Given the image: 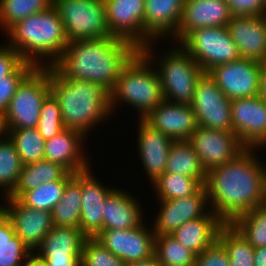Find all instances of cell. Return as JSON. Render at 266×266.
<instances>
[{
  "label": "cell",
  "mask_w": 266,
  "mask_h": 266,
  "mask_svg": "<svg viewBox=\"0 0 266 266\" xmlns=\"http://www.w3.org/2000/svg\"><path fill=\"white\" fill-rule=\"evenodd\" d=\"M254 152L255 148H245L233 160L206 173L209 209L224 223L265 203L266 165Z\"/></svg>",
  "instance_id": "6da1fadb"
},
{
  "label": "cell",
  "mask_w": 266,
  "mask_h": 266,
  "mask_svg": "<svg viewBox=\"0 0 266 266\" xmlns=\"http://www.w3.org/2000/svg\"><path fill=\"white\" fill-rule=\"evenodd\" d=\"M139 50L115 36L71 41L52 66L65 79L92 81L111 93L121 70Z\"/></svg>",
  "instance_id": "7a4b0ae2"
},
{
  "label": "cell",
  "mask_w": 266,
  "mask_h": 266,
  "mask_svg": "<svg viewBox=\"0 0 266 266\" xmlns=\"http://www.w3.org/2000/svg\"><path fill=\"white\" fill-rule=\"evenodd\" d=\"M49 68L50 93L60 106L64 127L89 136L93 127L113 114L110 93L92 81L65 79L53 66Z\"/></svg>",
  "instance_id": "3957f363"
},
{
  "label": "cell",
  "mask_w": 266,
  "mask_h": 266,
  "mask_svg": "<svg viewBox=\"0 0 266 266\" xmlns=\"http://www.w3.org/2000/svg\"><path fill=\"white\" fill-rule=\"evenodd\" d=\"M6 35L9 38L7 44L17 51L24 61L36 67L52 66L68 43L64 25L53 5L17 22ZM43 58L49 60L45 61Z\"/></svg>",
  "instance_id": "277c9868"
},
{
  "label": "cell",
  "mask_w": 266,
  "mask_h": 266,
  "mask_svg": "<svg viewBox=\"0 0 266 266\" xmlns=\"http://www.w3.org/2000/svg\"><path fill=\"white\" fill-rule=\"evenodd\" d=\"M154 44L151 42L143 46L121 70L117 83L110 93L111 113H114L117 103L124 102L132 108L134 106L139 112V119H144L164 100L156 66H152L156 58L153 57Z\"/></svg>",
  "instance_id": "5b68a950"
},
{
  "label": "cell",
  "mask_w": 266,
  "mask_h": 266,
  "mask_svg": "<svg viewBox=\"0 0 266 266\" xmlns=\"http://www.w3.org/2000/svg\"><path fill=\"white\" fill-rule=\"evenodd\" d=\"M171 49L163 56H158V62L155 63L158 64L156 70L164 100L191 105L196 83L204 71L181 46Z\"/></svg>",
  "instance_id": "8992f818"
},
{
  "label": "cell",
  "mask_w": 266,
  "mask_h": 266,
  "mask_svg": "<svg viewBox=\"0 0 266 266\" xmlns=\"http://www.w3.org/2000/svg\"><path fill=\"white\" fill-rule=\"evenodd\" d=\"M50 94V68L36 67L17 87L6 113L5 129L36 128L40 110Z\"/></svg>",
  "instance_id": "52a82bcc"
},
{
  "label": "cell",
  "mask_w": 266,
  "mask_h": 266,
  "mask_svg": "<svg viewBox=\"0 0 266 266\" xmlns=\"http://www.w3.org/2000/svg\"><path fill=\"white\" fill-rule=\"evenodd\" d=\"M68 42L112 36L103 0H52Z\"/></svg>",
  "instance_id": "ba28073f"
},
{
  "label": "cell",
  "mask_w": 266,
  "mask_h": 266,
  "mask_svg": "<svg viewBox=\"0 0 266 266\" xmlns=\"http://www.w3.org/2000/svg\"><path fill=\"white\" fill-rule=\"evenodd\" d=\"M179 45L204 72H208L216 65L241 58L227 26L193 30Z\"/></svg>",
  "instance_id": "9c48e42d"
},
{
  "label": "cell",
  "mask_w": 266,
  "mask_h": 266,
  "mask_svg": "<svg viewBox=\"0 0 266 266\" xmlns=\"http://www.w3.org/2000/svg\"><path fill=\"white\" fill-rule=\"evenodd\" d=\"M191 107L198 126L233 132L231 100L224 95L208 72H204L196 83Z\"/></svg>",
  "instance_id": "30bf717a"
},
{
  "label": "cell",
  "mask_w": 266,
  "mask_h": 266,
  "mask_svg": "<svg viewBox=\"0 0 266 266\" xmlns=\"http://www.w3.org/2000/svg\"><path fill=\"white\" fill-rule=\"evenodd\" d=\"M229 100L259 95L260 62L240 58L208 71Z\"/></svg>",
  "instance_id": "8fae6325"
},
{
  "label": "cell",
  "mask_w": 266,
  "mask_h": 266,
  "mask_svg": "<svg viewBox=\"0 0 266 266\" xmlns=\"http://www.w3.org/2000/svg\"><path fill=\"white\" fill-rule=\"evenodd\" d=\"M145 225L127 230H102L95 239L125 264L147 260L154 255L155 233Z\"/></svg>",
  "instance_id": "7c38bea8"
},
{
  "label": "cell",
  "mask_w": 266,
  "mask_h": 266,
  "mask_svg": "<svg viewBox=\"0 0 266 266\" xmlns=\"http://www.w3.org/2000/svg\"><path fill=\"white\" fill-rule=\"evenodd\" d=\"M233 133L245 148L266 145V101L258 95L231 100Z\"/></svg>",
  "instance_id": "4fadbf2b"
},
{
  "label": "cell",
  "mask_w": 266,
  "mask_h": 266,
  "mask_svg": "<svg viewBox=\"0 0 266 266\" xmlns=\"http://www.w3.org/2000/svg\"><path fill=\"white\" fill-rule=\"evenodd\" d=\"M187 141L197 153L206 173L233 160L245 149L235 133L200 126Z\"/></svg>",
  "instance_id": "5bb4252c"
},
{
  "label": "cell",
  "mask_w": 266,
  "mask_h": 266,
  "mask_svg": "<svg viewBox=\"0 0 266 266\" xmlns=\"http://www.w3.org/2000/svg\"><path fill=\"white\" fill-rule=\"evenodd\" d=\"M107 27L112 36L132 42L138 49L146 45L145 0H103Z\"/></svg>",
  "instance_id": "9a60e30c"
},
{
  "label": "cell",
  "mask_w": 266,
  "mask_h": 266,
  "mask_svg": "<svg viewBox=\"0 0 266 266\" xmlns=\"http://www.w3.org/2000/svg\"><path fill=\"white\" fill-rule=\"evenodd\" d=\"M5 199L7 206L0 205V210L11 221L15 234L30 251H35L54 226L52 213L28 207L19 199Z\"/></svg>",
  "instance_id": "2e32d148"
},
{
  "label": "cell",
  "mask_w": 266,
  "mask_h": 266,
  "mask_svg": "<svg viewBox=\"0 0 266 266\" xmlns=\"http://www.w3.org/2000/svg\"><path fill=\"white\" fill-rule=\"evenodd\" d=\"M90 171L91 167L76 172L73 179L81 186L82 193L80 229L87 238H95L103 230L106 198L116 188L103 186Z\"/></svg>",
  "instance_id": "e0dca14e"
},
{
  "label": "cell",
  "mask_w": 266,
  "mask_h": 266,
  "mask_svg": "<svg viewBox=\"0 0 266 266\" xmlns=\"http://www.w3.org/2000/svg\"><path fill=\"white\" fill-rule=\"evenodd\" d=\"M158 201L161 205L153 223L155 235L172 234L184 223L205 216L210 211L204 185L194 195Z\"/></svg>",
  "instance_id": "ac0fdd59"
},
{
  "label": "cell",
  "mask_w": 266,
  "mask_h": 266,
  "mask_svg": "<svg viewBox=\"0 0 266 266\" xmlns=\"http://www.w3.org/2000/svg\"><path fill=\"white\" fill-rule=\"evenodd\" d=\"M143 120L173 141L188 140L198 127L191 105L167 100H163Z\"/></svg>",
  "instance_id": "d6986e66"
},
{
  "label": "cell",
  "mask_w": 266,
  "mask_h": 266,
  "mask_svg": "<svg viewBox=\"0 0 266 266\" xmlns=\"http://www.w3.org/2000/svg\"><path fill=\"white\" fill-rule=\"evenodd\" d=\"M231 18L225 0H185L181 21L173 38L180 43L193 30L227 26Z\"/></svg>",
  "instance_id": "ffe728a7"
},
{
  "label": "cell",
  "mask_w": 266,
  "mask_h": 266,
  "mask_svg": "<svg viewBox=\"0 0 266 266\" xmlns=\"http://www.w3.org/2000/svg\"><path fill=\"white\" fill-rule=\"evenodd\" d=\"M227 28L241 58L266 59V15L232 16Z\"/></svg>",
  "instance_id": "44dd1931"
},
{
  "label": "cell",
  "mask_w": 266,
  "mask_h": 266,
  "mask_svg": "<svg viewBox=\"0 0 266 266\" xmlns=\"http://www.w3.org/2000/svg\"><path fill=\"white\" fill-rule=\"evenodd\" d=\"M85 139L81 132L64 128L45 141L44 160L58 163L73 174L88 169L91 165L83 150Z\"/></svg>",
  "instance_id": "7402d4cb"
},
{
  "label": "cell",
  "mask_w": 266,
  "mask_h": 266,
  "mask_svg": "<svg viewBox=\"0 0 266 266\" xmlns=\"http://www.w3.org/2000/svg\"><path fill=\"white\" fill-rule=\"evenodd\" d=\"M138 153L151 184L165 173L169 150L174 142L143 119L138 123Z\"/></svg>",
  "instance_id": "603a6c76"
},
{
  "label": "cell",
  "mask_w": 266,
  "mask_h": 266,
  "mask_svg": "<svg viewBox=\"0 0 266 266\" xmlns=\"http://www.w3.org/2000/svg\"><path fill=\"white\" fill-rule=\"evenodd\" d=\"M185 0H145L146 45L161 37H173L181 21ZM169 35V36H167Z\"/></svg>",
  "instance_id": "cb8c5ba5"
},
{
  "label": "cell",
  "mask_w": 266,
  "mask_h": 266,
  "mask_svg": "<svg viewBox=\"0 0 266 266\" xmlns=\"http://www.w3.org/2000/svg\"><path fill=\"white\" fill-rule=\"evenodd\" d=\"M139 201L122 189H115L105 201L103 230H127L143 224V210Z\"/></svg>",
  "instance_id": "d4e9b609"
},
{
  "label": "cell",
  "mask_w": 266,
  "mask_h": 266,
  "mask_svg": "<svg viewBox=\"0 0 266 266\" xmlns=\"http://www.w3.org/2000/svg\"><path fill=\"white\" fill-rule=\"evenodd\" d=\"M224 224L210 210L205 216L184 223L171 235L185 248L198 255L217 241L219 229Z\"/></svg>",
  "instance_id": "484cf974"
},
{
  "label": "cell",
  "mask_w": 266,
  "mask_h": 266,
  "mask_svg": "<svg viewBox=\"0 0 266 266\" xmlns=\"http://www.w3.org/2000/svg\"><path fill=\"white\" fill-rule=\"evenodd\" d=\"M86 238L80 228L53 226L36 251L44 259L82 258Z\"/></svg>",
  "instance_id": "4316f807"
},
{
  "label": "cell",
  "mask_w": 266,
  "mask_h": 266,
  "mask_svg": "<svg viewBox=\"0 0 266 266\" xmlns=\"http://www.w3.org/2000/svg\"><path fill=\"white\" fill-rule=\"evenodd\" d=\"M68 173L69 171L62 165L46 160L25 164L15 189L6 198L19 199L26 191L36 189L44 183L60 180Z\"/></svg>",
  "instance_id": "83f0119b"
},
{
  "label": "cell",
  "mask_w": 266,
  "mask_h": 266,
  "mask_svg": "<svg viewBox=\"0 0 266 266\" xmlns=\"http://www.w3.org/2000/svg\"><path fill=\"white\" fill-rule=\"evenodd\" d=\"M165 172L196 178L203 185L206 179V172L202 168L198 155L187 140L172 143Z\"/></svg>",
  "instance_id": "f1b7e54d"
},
{
  "label": "cell",
  "mask_w": 266,
  "mask_h": 266,
  "mask_svg": "<svg viewBox=\"0 0 266 266\" xmlns=\"http://www.w3.org/2000/svg\"><path fill=\"white\" fill-rule=\"evenodd\" d=\"M81 203V186L72 178L51 212L53 225L80 228Z\"/></svg>",
  "instance_id": "f546056e"
},
{
  "label": "cell",
  "mask_w": 266,
  "mask_h": 266,
  "mask_svg": "<svg viewBox=\"0 0 266 266\" xmlns=\"http://www.w3.org/2000/svg\"><path fill=\"white\" fill-rule=\"evenodd\" d=\"M217 241L226 250L230 266H254L255 248L231 223H225L219 229Z\"/></svg>",
  "instance_id": "4dcf8cb0"
},
{
  "label": "cell",
  "mask_w": 266,
  "mask_h": 266,
  "mask_svg": "<svg viewBox=\"0 0 266 266\" xmlns=\"http://www.w3.org/2000/svg\"><path fill=\"white\" fill-rule=\"evenodd\" d=\"M73 176L74 174L69 172L60 180L39 185L36 189L26 191L19 200L28 207L52 212L54 206L61 200L65 187Z\"/></svg>",
  "instance_id": "1f68e13d"
},
{
  "label": "cell",
  "mask_w": 266,
  "mask_h": 266,
  "mask_svg": "<svg viewBox=\"0 0 266 266\" xmlns=\"http://www.w3.org/2000/svg\"><path fill=\"white\" fill-rule=\"evenodd\" d=\"M5 131L24 165L44 160L45 140L37 128L5 129Z\"/></svg>",
  "instance_id": "d6a6232c"
},
{
  "label": "cell",
  "mask_w": 266,
  "mask_h": 266,
  "mask_svg": "<svg viewBox=\"0 0 266 266\" xmlns=\"http://www.w3.org/2000/svg\"><path fill=\"white\" fill-rule=\"evenodd\" d=\"M152 184L158 200L182 199L194 195L203 186L196 178L167 172Z\"/></svg>",
  "instance_id": "836d02e7"
},
{
  "label": "cell",
  "mask_w": 266,
  "mask_h": 266,
  "mask_svg": "<svg viewBox=\"0 0 266 266\" xmlns=\"http://www.w3.org/2000/svg\"><path fill=\"white\" fill-rule=\"evenodd\" d=\"M231 224L254 247L266 246V205L237 216Z\"/></svg>",
  "instance_id": "e575fe53"
},
{
  "label": "cell",
  "mask_w": 266,
  "mask_h": 266,
  "mask_svg": "<svg viewBox=\"0 0 266 266\" xmlns=\"http://www.w3.org/2000/svg\"><path fill=\"white\" fill-rule=\"evenodd\" d=\"M154 255L162 266H195L196 254L171 234L155 235Z\"/></svg>",
  "instance_id": "d590c367"
},
{
  "label": "cell",
  "mask_w": 266,
  "mask_h": 266,
  "mask_svg": "<svg viewBox=\"0 0 266 266\" xmlns=\"http://www.w3.org/2000/svg\"><path fill=\"white\" fill-rule=\"evenodd\" d=\"M24 164L16 147L6 135L0 139V188L8 197L15 189Z\"/></svg>",
  "instance_id": "8d00e7d4"
},
{
  "label": "cell",
  "mask_w": 266,
  "mask_h": 266,
  "mask_svg": "<svg viewBox=\"0 0 266 266\" xmlns=\"http://www.w3.org/2000/svg\"><path fill=\"white\" fill-rule=\"evenodd\" d=\"M52 0H0V26L5 33L17 22L47 10Z\"/></svg>",
  "instance_id": "74e56055"
},
{
  "label": "cell",
  "mask_w": 266,
  "mask_h": 266,
  "mask_svg": "<svg viewBox=\"0 0 266 266\" xmlns=\"http://www.w3.org/2000/svg\"><path fill=\"white\" fill-rule=\"evenodd\" d=\"M82 266H125L123 260L115 256L95 238H86L82 247Z\"/></svg>",
  "instance_id": "f35d334b"
},
{
  "label": "cell",
  "mask_w": 266,
  "mask_h": 266,
  "mask_svg": "<svg viewBox=\"0 0 266 266\" xmlns=\"http://www.w3.org/2000/svg\"><path fill=\"white\" fill-rule=\"evenodd\" d=\"M36 68L30 62L23 61L10 75L0 79V115L3 116L21 82Z\"/></svg>",
  "instance_id": "ab89813d"
},
{
  "label": "cell",
  "mask_w": 266,
  "mask_h": 266,
  "mask_svg": "<svg viewBox=\"0 0 266 266\" xmlns=\"http://www.w3.org/2000/svg\"><path fill=\"white\" fill-rule=\"evenodd\" d=\"M30 249L15 234L6 244L0 245V266H23Z\"/></svg>",
  "instance_id": "60d3db41"
},
{
  "label": "cell",
  "mask_w": 266,
  "mask_h": 266,
  "mask_svg": "<svg viewBox=\"0 0 266 266\" xmlns=\"http://www.w3.org/2000/svg\"><path fill=\"white\" fill-rule=\"evenodd\" d=\"M195 266H230L224 247L216 241L212 246L196 255Z\"/></svg>",
  "instance_id": "b9f144b4"
},
{
  "label": "cell",
  "mask_w": 266,
  "mask_h": 266,
  "mask_svg": "<svg viewBox=\"0 0 266 266\" xmlns=\"http://www.w3.org/2000/svg\"><path fill=\"white\" fill-rule=\"evenodd\" d=\"M232 16L266 15L265 0H225Z\"/></svg>",
  "instance_id": "7bdbcfd3"
},
{
  "label": "cell",
  "mask_w": 266,
  "mask_h": 266,
  "mask_svg": "<svg viewBox=\"0 0 266 266\" xmlns=\"http://www.w3.org/2000/svg\"><path fill=\"white\" fill-rule=\"evenodd\" d=\"M24 60L8 44L0 45V79L10 75Z\"/></svg>",
  "instance_id": "ee69618b"
},
{
  "label": "cell",
  "mask_w": 266,
  "mask_h": 266,
  "mask_svg": "<svg viewBox=\"0 0 266 266\" xmlns=\"http://www.w3.org/2000/svg\"><path fill=\"white\" fill-rule=\"evenodd\" d=\"M39 121L62 122L60 106L51 93L42 103Z\"/></svg>",
  "instance_id": "f6af8a7d"
},
{
  "label": "cell",
  "mask_w": 266,
  "mask_h": 266,
  "mask_svg": "<svg viewBox=\"0 0 266 266\" xmlns=\"http://www.w3.org/2000/svg\"><path fill=\"white\" fill-rule=\"evenodd\" d=\"M36 128L46 141L53 138L65 127L63 125V122L39 121Z\"/></svg>",
  "instance_id": "bcb514c9"
},
{
  "label": "cell",
  "mask_w": 266,
  "mask_h": 266,
  "mask_svg": "<svg viewBox=\"0 0 266 266\" xmlns=\"http://www.w3.org/2000/svg\"><path fill=\"white\" fill-rule=\"evenodd\" d=\"M14 235V227L11 221L0 210V245L6 244Z\"/></svg>",
  "instance_id": "7dc6e473"
},
{
  "label": "cell",
  "mask_w": 266,
  "mask_h": 266,
  "mask_svg": "<svg viewBox=\"0 0 266 266\" xmlns=\"http://www.w3.org/2000/svg\"><path fill=\"white\" fill-rule=\"evenodd\" d=\"M49 266H82L81 258L45 259Z\"/></svg>",
  "instance_id": "c3c4849f"
},
{
  "label": "cell",
  "mask_w": 266,
  "mask_h": 266,
  "mask_svg": "<svg viewBox=\"0 0 266 266\" xmlns=\"http://www.w3.org/2000/svg\"><path fill=\"white\" fill-rule=\"evenodd\" d=\"M23 266H49V265L46 262V260L42 256H40L36 251H31L27 255Z\"/></svg>",
  "instance_id": "681fc988"
},
{
  "label": "cell",
  "mask_w": 266,
  "mask_h": 266,
  "mask_svg": "<svg viewBox=\"0 0 266 266\" xmlns=\"http://www.w3.org/2000/svg\"><path fill=\"white\" fill-rule=\"evenodd\" d=\"M258 96L266 101V59L260 62V83Z\"/></svg>",
  "instance_id": "f907efd6"
},
{
  "label": "cell",
  "mask_w": 266,
  "mask_h": 266,
  "mask_svg": "<svg viewBox=\"0 0 266 266\" xmlns=\"http://www.w3.org/2000/svg\"><path fill=\"white\" fill-rule=\"evenodd\" d=\"M254 266H266V246L255 248Z\"/></svg>",
  "instance_id": "816d5d0a"
},
{
  "label": "cell",
  "mask_w": 266,
  "mask_h": 266,
  "mask_svg": "<svg viewBox=\"0 0 266 266\" xmlns=\"http://www.w3.org/2000/svg\"><path fill=\"white\" fill-rule=\"evenodd\" d=\"M125 266H162V265L159 263L158 258L155 255H153L151 258L147 260L128 263Z\"/></svg>",
  "instance_id": "f5cc1de1"
},
{
  "label": "cell",
  "mask_w": 266,
  "mask_h": 266,
  "mask_svg": "<svg viewBox=\"0 0 266 266\" xmlns=\"http://www.w3.org/2000/svg\"><path fill=\"white\" fill-rule=\"evenodd\" d=\"M6 135V131L4 128L3 116L0 115V139Z\"/></svg>",
  "instance_id": "db71d44e"
},
{
  "label": "cell",
  "mask_w": 266,
  "mask_h": 266,
  "mask_svg": "<svg viewBox=\"0 0 266 266\" xmlns=\"http://www.w3.org/2000/svg\"><path fill=\"white\" fill-rule=\"evenodd\" d=\"M264 204L266 205V188H265V203Z\"/></svg>",
  "instance_id": "11a10c76"
}]
</instances>
